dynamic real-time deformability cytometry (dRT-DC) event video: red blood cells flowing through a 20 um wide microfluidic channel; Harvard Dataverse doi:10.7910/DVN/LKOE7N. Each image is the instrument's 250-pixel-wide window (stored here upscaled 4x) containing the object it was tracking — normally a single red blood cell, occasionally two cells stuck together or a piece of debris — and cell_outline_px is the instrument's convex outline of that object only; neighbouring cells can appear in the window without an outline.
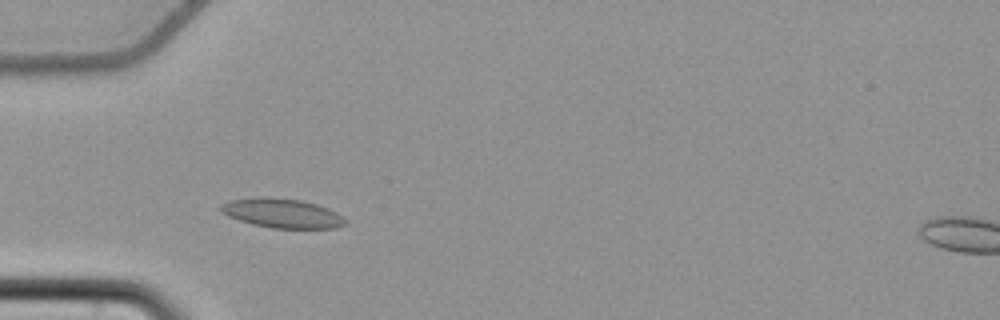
{"species": "common noctule bat (a hibernating species)", "species_latin": "Nyctalus noctula", "temperature_condition": "cold", "stored_images_in_passage": 48, "camera_frame_rate_fps": 3000, "um_per_image_px": 0.085, "animal": {"sex": "female", "body_mass_g": 22.7, "forearm_length_mm": 54.2}, "frame": {"image": 1, "passage_image": 10, "time_ms": 3.0, "image_size_px": [1000, 320], "cell_outline_px": [[348, 224], [336, 228], [272, 228], [252, 224], [228, 216], [220, 212], [220, 204], [228, 200], [256, 196], [268, 196], [300, 200], [316, 204], [328, 208], [336, 212]], "centroid_in_image_um": [23.92, 18.11], "position_along_channel_um": 61.1, "area_um2": 21.44}}
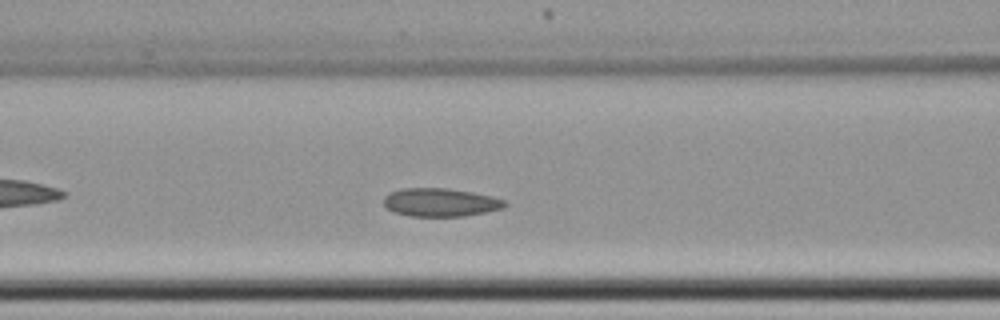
{"frame": {"image": 2, "passage_image": 16, "time_ms": 5.0, "image_size_px": [1000, 320], "cell_outline_px": [[508, 204], [500, 208], [488, 212], [464, 216], [412, 216], [396, 212], [388, 208], [384, 204], [384, 196], [400, 188], [448, 188], [472, 192], [492, 196], [504, 200]], "centroid_in_image_um": [37.45, 17.19], "position_along_channel_um": 129.1, "area_um2": 19.83}}
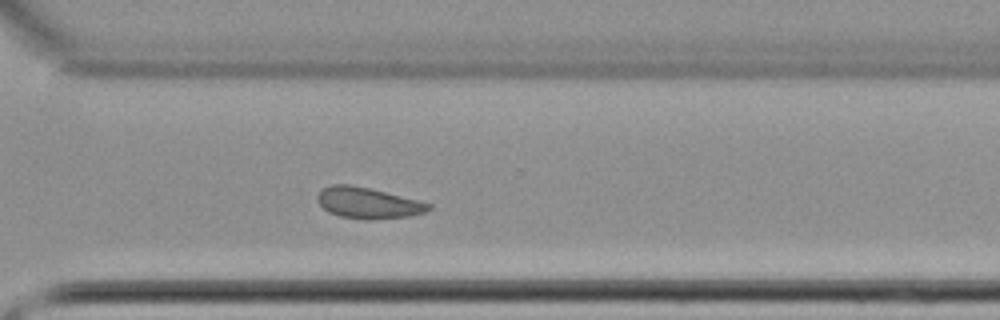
{"frame": {"image": 3, "passage_image": 33, "time_ms": 10.667, "image_size_px": [1000, 320], "cell_outline_px": [[432, 208], [424, 212], [408, 216], [372, 220], [368, 220], [340, 216], [328, 212], [316, 200], [316, 196], [320, 188], [332, 184], [348, 184], [368, 188], [432, 204]], "centroid_in_image_um": [31.21, 17.25], "position_along_channel_um": 339.4, "area_um2": 20.0}, "authors_computed_cell_mechanics": {"area_um2": 20.3456, "velocity_mm_per_s": 3.7018, "shape_relaxation_time_tau1_ms": null, "shape_relaxation_time_tau2_ms": 5.9175, "deformation_change_tau1": null, "deformation_change_tau2": 0.1029}}